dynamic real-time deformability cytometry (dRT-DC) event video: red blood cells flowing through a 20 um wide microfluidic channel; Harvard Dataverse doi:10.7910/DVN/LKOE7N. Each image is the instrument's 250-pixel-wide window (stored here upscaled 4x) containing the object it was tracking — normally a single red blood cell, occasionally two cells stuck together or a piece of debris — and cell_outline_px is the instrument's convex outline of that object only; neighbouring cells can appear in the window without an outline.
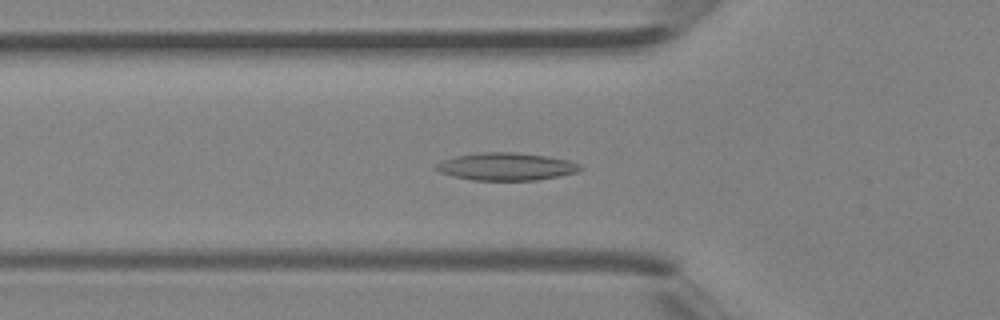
{"species": "Egyptian fruit bat (a non-hibernating species)", "species_latin": "Rousettus aegyptiacus", "temperature_condition": "room temperature", "stored_images_in_passage": 28, "camera_frame_rate_fps": 3000, "um_per_image_px": 0.085, "animal": {"sex": "female"}, "frame": {"image": 1, "passage_image": 7, "time_ms": 2.0, "image_size_px": [1000, 320], "cell_outline_px": [[584, 168], [576, 172], [536, 180], [472, 180], [452, 176], [440, 172], [436, 168], [436, 164], [440, 160], [456, 156], [480, 152], [516, 152], [548, 156], [568, 160], [580, 164]], "centroid_in_image_um": [43.01, 14.15], "position_along_channel_um": 82.8, "area_um2": 23.18}}
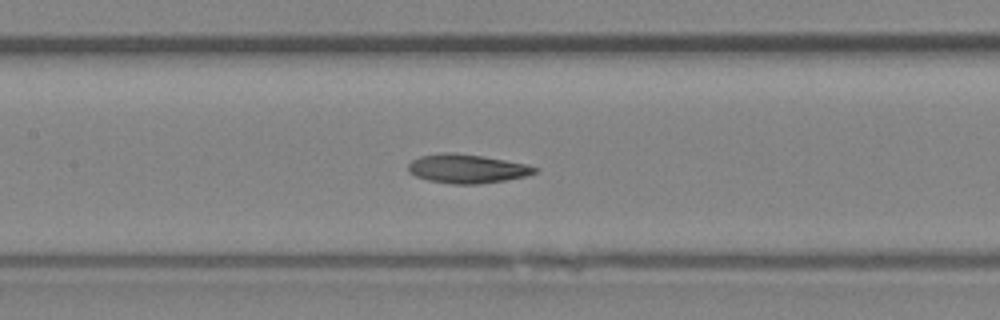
{"frame": {"image": 2, "passage_image": 12, "time_ms": 3.667, "image_size_px": [1000, 320], "cell_outline_px": [[536, 172], [524, 176], [504, 180], [480, 184], [452, 184], [428, 180], [416, 176], [408, 172], [408, 164], [412, 160], [420, 156], [444, 152], [452, 152], [480, 156], [504, 160], [524, 164], [536, 168]], "centroid_in_image_um": [39.62, 14.34], "position_along_channel_um": 167.8, "area_um2": 20.98}}
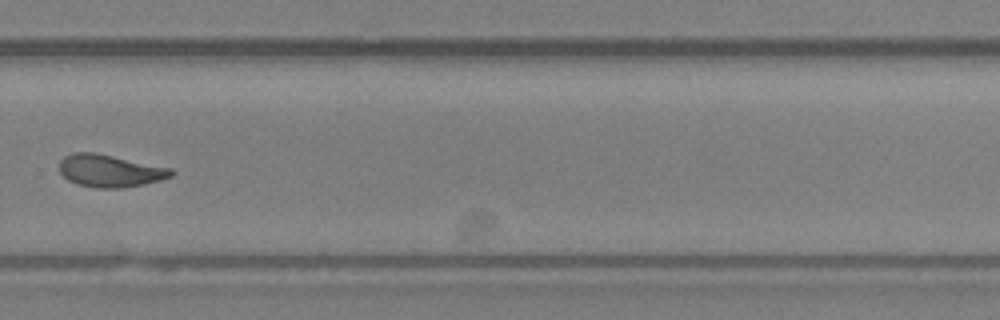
{"frame": {"image": 3, "passage_image": 21, "time_ms": 6.667, "image_size_px": [1000, 320], "cell_outline_px": [[176, 172], [172, 176], [160, 180], [144, 184], [124, 188], [96, 188], [76, 184], [68, 180], [60, 172], [60, 160], [64, 156], [72, 152], [92, 152], [172, 168]], "centroid_in_image_um": [9.35, 14.53], "position_along_channel_um": 320.5, "area_um2": 21.15}}